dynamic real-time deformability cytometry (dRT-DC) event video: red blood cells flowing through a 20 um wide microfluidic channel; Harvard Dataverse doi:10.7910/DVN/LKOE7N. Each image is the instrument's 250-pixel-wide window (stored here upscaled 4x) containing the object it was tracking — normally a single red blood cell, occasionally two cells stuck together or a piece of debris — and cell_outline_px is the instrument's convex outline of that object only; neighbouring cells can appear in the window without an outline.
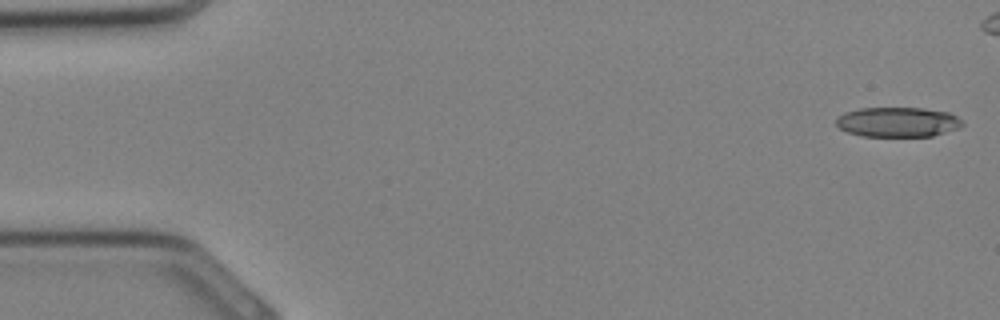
{"species": "Egyptian fruit bat (a non-hibernating species)", "species_latin": "Rousettus aegyptiacus", "temperature_condition": "cold", "stored_images_in_passage": 29, "camera_frame_rate_fps": 3000, "um_per_image_px": 0.085, "animal": {"sex": "female"}, "frame": {"image": 1, "passage_image": 1, "time_ms": 0.0, "image_size_px": [1000, 320], "cell_outline_px": [[964, 124], [956, 128], [932, 136], [860, 136], [848, 132], [840, 128], [836, 124], [836, 116], [844, 112], [860, 108], [924, 108], [948, 112], [964, 120]], "centroid_in_image_um": [76.28, 10.36], "position_along_channel_um": 8.7, "area_um2": 21.96}}
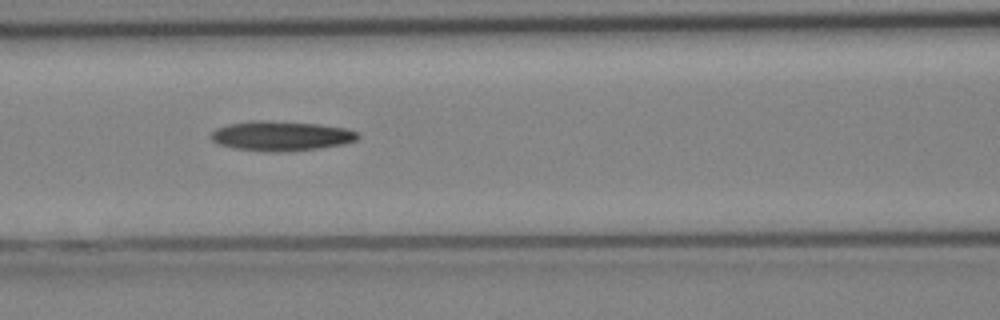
{"frame": {"image": 2, "passage_image": 14, "time_ms": 4.333, "image_size_px": [1000, 320], "cell_outline_px": [[360, 136], [356, 140], [344, 144], [316, 148], [276, 152], [232, 148], [216, 144], [212, 140], [212, 132], [216, 128], [228, 124], [248, 120], [260, 120], [320, 124], [344, 128], [360, 132]], "centroid_in_image_um": [23.88, 11.54], "position_along_channel_um": 142.7, "area_um2": 25.37}}
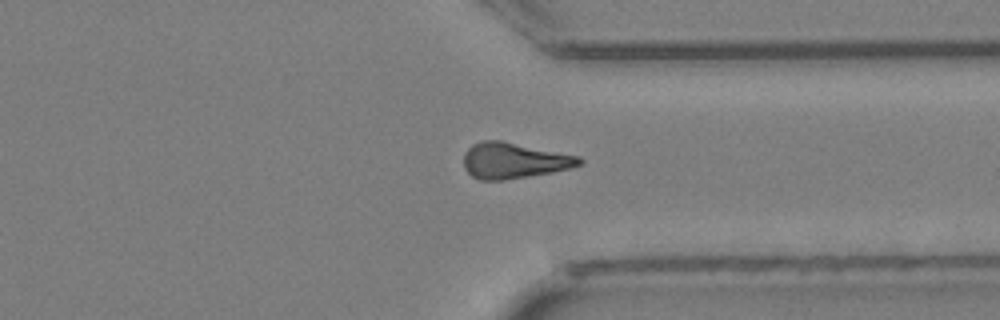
{"frame": {"image": 3, "passage_image": 25, "time_ms": 8.0, "image_size_px": [1000, 320], "cell_outline_px": [[584, 164], [572, 168], [552, 172], [504, 180], [480, 180], [472, 176], [464, 168], [464, 152], [472, 144], [480, 140], [500, 140], [580, 156], [584, 160]], "centroid_in_image_um": [43.7, 13.64], "position_along_channel_um": 367.7, "area_um2": 24.33}}